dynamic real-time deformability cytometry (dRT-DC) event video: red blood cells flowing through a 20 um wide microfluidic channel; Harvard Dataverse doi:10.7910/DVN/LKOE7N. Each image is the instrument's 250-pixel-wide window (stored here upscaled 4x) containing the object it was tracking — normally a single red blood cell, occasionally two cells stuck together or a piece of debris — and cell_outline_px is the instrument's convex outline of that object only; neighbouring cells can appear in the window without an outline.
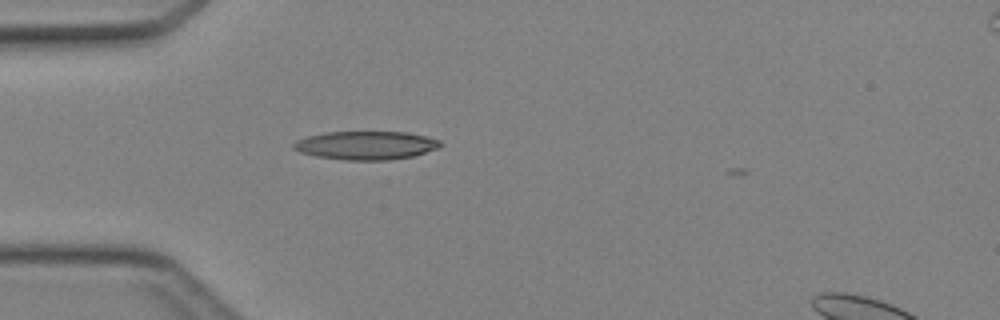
{"species": "Egyptian fruit bat (a non-hibernating species)", "species_latin": "Rousettus aegyptiacus", "temperature_condition": "cold", "stored_images_in_passage": 34, "camera_frame_rate_fps": 3000, "um_per_image_px": 0.085, "animal": {"sex": "female"}, "frame": {"image": 1, "passage_image": 1, "time_ms": 0.0, "image_size_px": [1000, 320], "cell_outline_px": [[444, 144], [440, 148], [412, 156], [388, 160], [344, 160], [316, 156], [300, 152], [292, 148], [292, 144], [296, 140], [308, 136], [324, 132], [408, 132], [440, 140]], "centroid_in_image_um": [31.11, 12.35], "position_along_channel_um": 53.9, "area_um2": 24.45}}
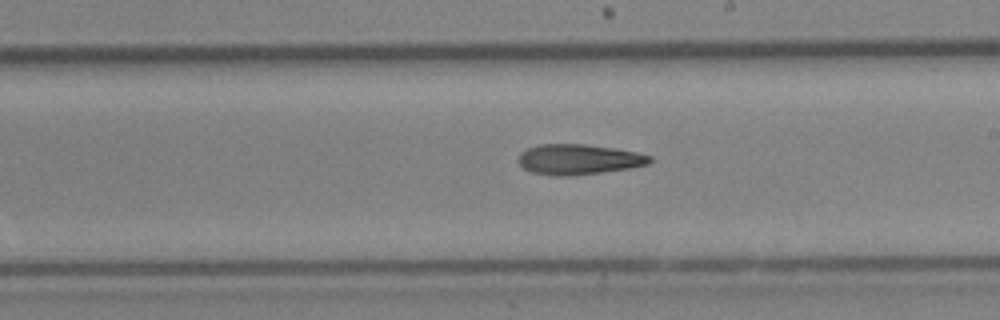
{"frame": {"image": 2, "passage_image": 14, "time_ms": 4.333, "image_size_px": [1000, 320], "cell_outline_px": [[652, 160], [648, 164], [628, 168], [600, 172], [568, 176], [556, 176], [532, 172], [524, 168], [520, 164], [520, 152], [528, 148], [540, 144], [584, 144], [612, 148], [636, 152], [652, 156]], "centroid_in_image_um": [49.18, 13.54], "position_along_channel_um": 239.8, "area_um2": 22.89}}
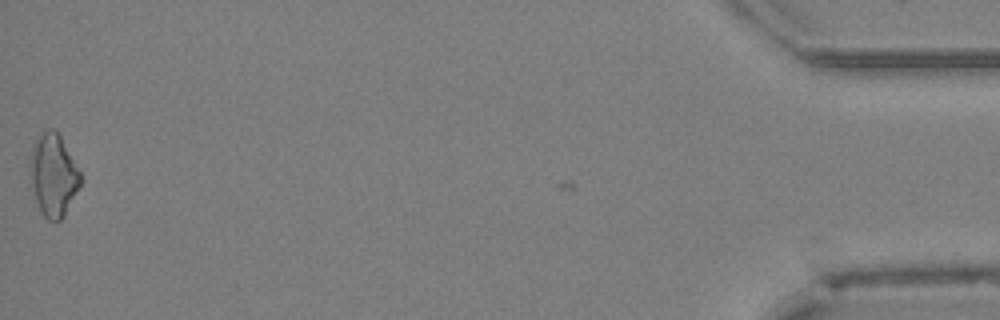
{"frame": {"image": 3, "passage_image": 33, "time_ms": 10.667, "image_size_px": [1000, 320], "cell_outline_px": [[84, 180], [64, 216], [60, 220], [48, 220], [40, 212], [36, 200], [28, 172], [28, 164], [32, 144], [48, 128], [56, 128], [80, 172]], "centroid_in_image_um": [4.53, 14.88], "position_along_channel_um": 430.7, "area_um2": 24.51}}